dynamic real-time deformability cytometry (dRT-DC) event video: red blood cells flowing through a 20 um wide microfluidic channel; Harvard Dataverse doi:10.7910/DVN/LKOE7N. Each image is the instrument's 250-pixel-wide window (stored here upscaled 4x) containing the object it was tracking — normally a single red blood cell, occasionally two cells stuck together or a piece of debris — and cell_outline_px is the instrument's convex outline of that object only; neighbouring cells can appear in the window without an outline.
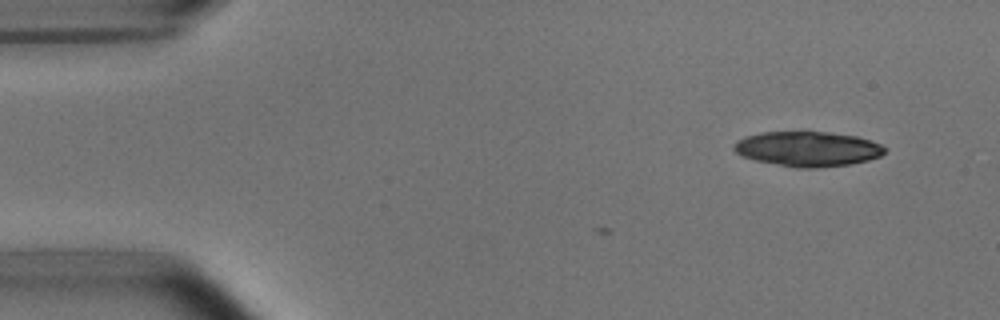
{"species": "common noctule bat (a hibernating species)", "species_latin": "Nyctalus noctula", "temperature_condition": "room temperature", "stored_images_in_passage": 4, "camera_frame_rate_fps": 3000, "um_per_image_px": 0.085, "animal": {"sex": "male", "body_mass_g": 15.6}, "frame": {"image": 1, "passage_image": 4, "time_ms": 1.0, "image_size_px": [1000, 320], "cell_outline_px": [[884, 152], [880, 156], [868, 160], [848, 164], [816, 168], [796, 168], [756, 160], [744, 156], [736, 152], [732, 148], [736, 140], [744, 136], [760, 132], [828, 132], [856, 136], [880, 144], [884, 148]], "centroid_in_image_um": [68.61, 12.65], "position_along_channel_um": 16.4, "area_um2": 30.46}}